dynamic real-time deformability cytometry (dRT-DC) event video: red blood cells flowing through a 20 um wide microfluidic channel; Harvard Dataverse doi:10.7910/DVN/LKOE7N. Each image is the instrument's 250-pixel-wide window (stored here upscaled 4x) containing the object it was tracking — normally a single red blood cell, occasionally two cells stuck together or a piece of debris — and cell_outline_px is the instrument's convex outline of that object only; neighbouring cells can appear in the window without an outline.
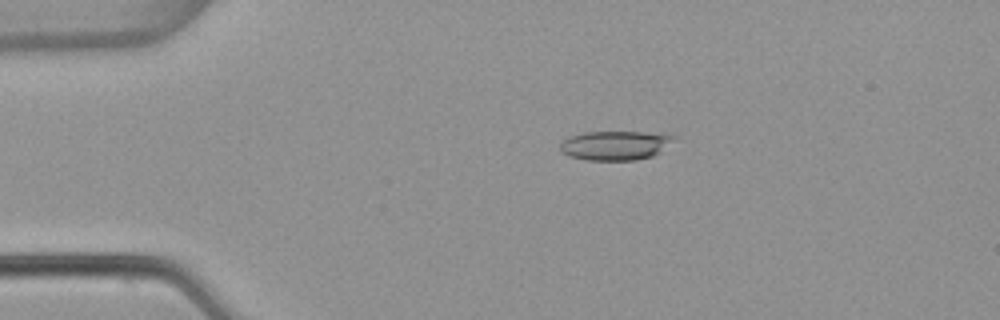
{"species": "common noctule bat (a hibernating species)", "species_latin": "Nyctalus noctula", "temperature_condition": "warm", "stored_images_in_passage": 43, "camera_frame_rate_fps": 3000, "um_per_image_px": 0.085, "animal": {"sex": "female", "body_mass_g": 22.7, "forearm_length_mm": 54.2}, "frame": {"image": 1, "passage_image": 1, "time_ms": 0.0, "image_size_px": [1000, 320], "cell_outline_px": [[676, 136], [660, 152], [652, 156], [636, 160], [588, 160], [568, 156], [560, 152], [560, 144], [568, 136], [584, 132], [644, 132]], "centroid_in_image_um": [52.22, 12.36], "position_along_channel_um": 32.8, "area_um2": 19.25}}
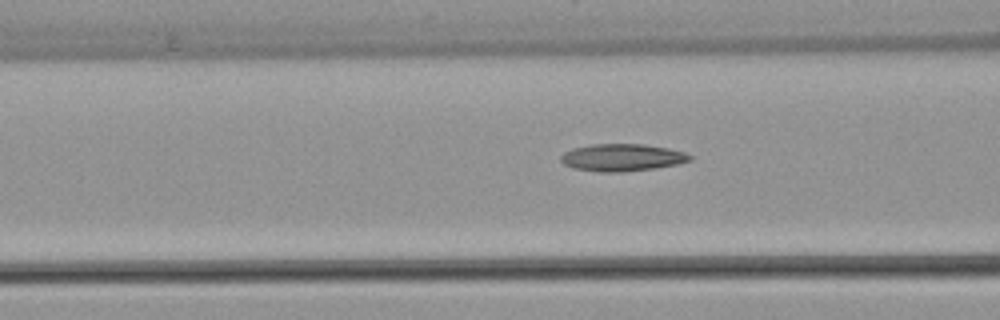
{"frame": {"image": 2, "passage_image": 11, "time_ms": 3.333, "image_size_px": [1000, 320], "cell_outline_px": [[692, 160], [676, 164], [656, 168], [624, 172], [596, 172], [572, 168], [564, 164], [560, 160], [560, 156], [564, 152], [572, 148], [592, 144], [644, 144], [668, 148], [684, 152], [692, 156]], "centroid_in_image_um": [52.85, 13.39], "position_along_channel_um": 113.8, "area_um2": 20.69}}
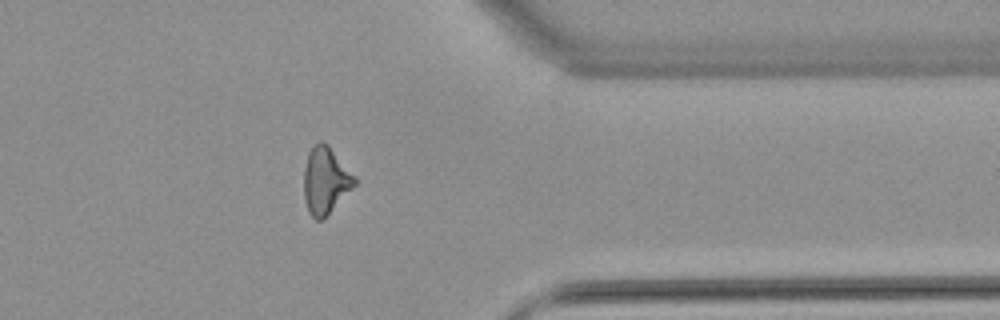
{"frame": {"image": 3, "passage_image": 33, "time_ms": 10.667, "image_size_px": [1000, 320], "cell_outline_px": [[356, 184], [324, 220], [316, 220], [308, 212], [304, 196], [304, 168], [308, 152], [320, 140], [328, 144], [356, 176]], "centroid_in_image_um": [27.68, 15.36], "position_along_channel_um": 383.7, "area_um2": 19.94}, "authors_computed_cell_mechanics": {"area_um2": 19.4786, "velocity_mm_per_s": 3.8427, "shape_relaxation_time_tau1_ms": null, "shape_relaxation_time_tau2_ms": 3.2171, "deformation_change_tau1": null, "deformation_change_tau2": 0.1368}}